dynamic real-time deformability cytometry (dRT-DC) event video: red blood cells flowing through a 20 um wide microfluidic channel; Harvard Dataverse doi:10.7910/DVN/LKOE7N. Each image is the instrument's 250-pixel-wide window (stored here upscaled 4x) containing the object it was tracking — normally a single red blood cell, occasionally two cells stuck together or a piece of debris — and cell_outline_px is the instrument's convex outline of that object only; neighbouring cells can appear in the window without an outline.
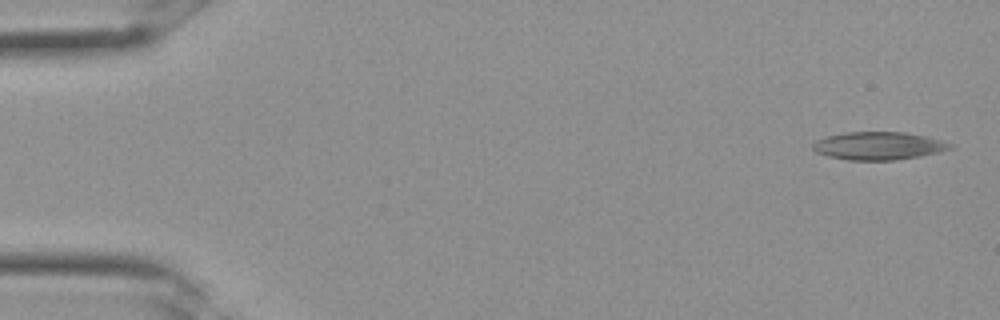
{"species": "Egyptian fruit bat (a non-hibernating species)", "species_latin": "Rousettus aegyptiacus", "temperature_condition": "room temperature", "stored_images_in_passage": 32, "camera_frame_rate_fps": 3000, "um_per_image_px": 0.085, "frame": {"image": 1, "passage_image": 1, "time_ms": 0.0, "image_size_px": [1000, 320], "cell_outline_px": [[952, 148], [920, 156], [896, 160], [848, 160], [828, 156], [816, 152], [812, 148], [812, 144], [816, 140], [828, 136], [844, 132], [904, 132], [944, 140], [952, 144]], "centroid_in_image_um": [74.66, 12.39], "position_along_channel_um": 10.3, "area_um2": 22.25}}
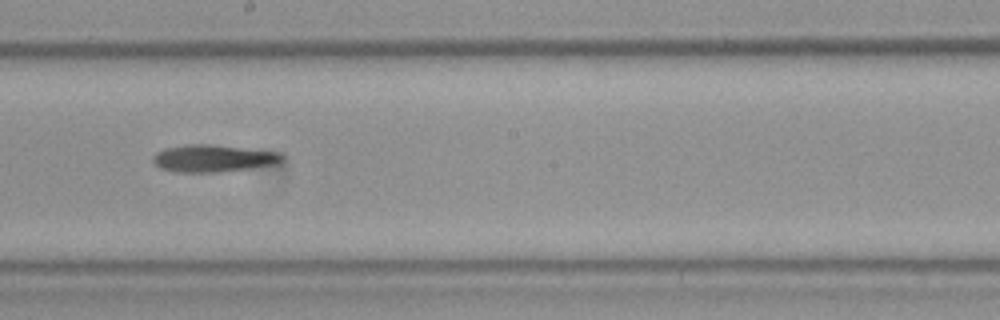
{"frame": {"image": 2, "passage_image": 18, "time_ms": 5.667, "image_size_px": [1000, 320], "cell_outline_px": [[284, 160], [280, 164], [252, 168], [216, 172], [176, 172], [160, 168], [152, 160], [152, 156], [156, 152], [164, 148], [184, 144], [212, 144], [280, 152], [284, 156]], "centroid_in_image_um": [18.15, 13.45], "position_along_channel_um": 230.0, "area_um2": 20.81}}
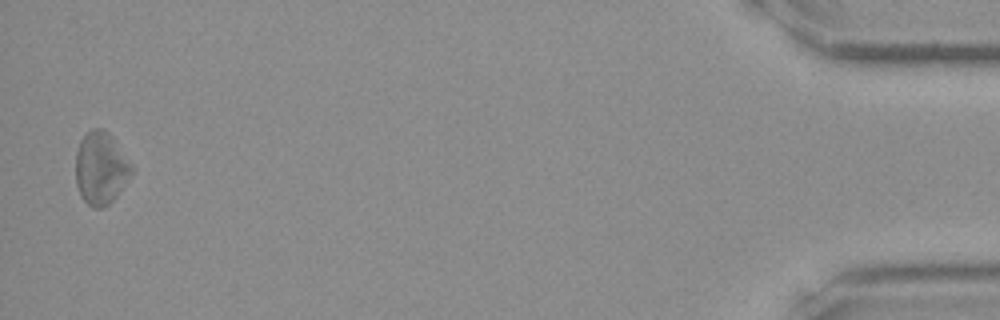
{"frame": {"image": 3, "passage_image": 32, "time_ms": 10.333, "image_size_px": [1000, 320], "cell_outline_px": [[132, 172], [116, 196], [108, 204], [100, 208], [92, 208], [80, 196], [76, 184], [76, 152], [80, 140], [92, 128], [100, 128], [108, 132], [132, 164]], "centroid_in_image_um": [8.54, 14.3], "position_along_channel_um": 426.7, "area_um2": 23.35}}